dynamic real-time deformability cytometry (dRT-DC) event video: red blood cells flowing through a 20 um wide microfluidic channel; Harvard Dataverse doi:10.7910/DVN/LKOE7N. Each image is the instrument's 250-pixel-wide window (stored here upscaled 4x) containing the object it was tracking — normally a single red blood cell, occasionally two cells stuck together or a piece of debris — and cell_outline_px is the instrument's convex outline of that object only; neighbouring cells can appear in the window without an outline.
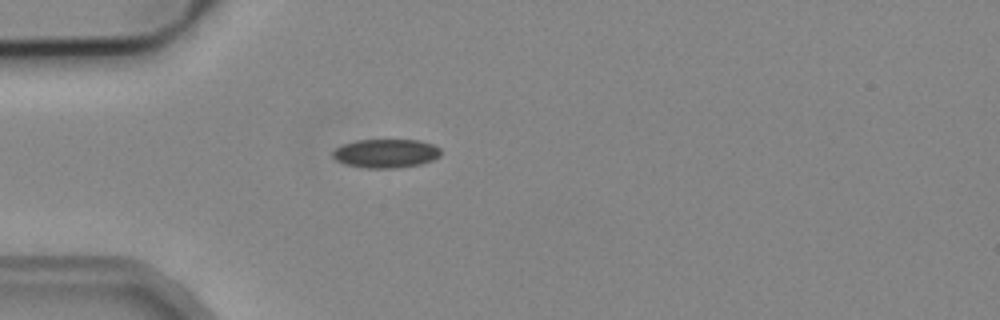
{"species": "common noctule bat (a hibernating species)", "species_latin": "Nyctalus noctula", "temperature_condition": "cold", "stored_images_in_passage": 4, "camera_frame_rate_fps": 3000, "um_per_image_px": 0.085, "animal": {"sex": "male", "body_mass_g": 19.2, "forearm_length_mm": 51.8}, "frame": {"image": 1, "passage_image": 4, "time_ms": 1.0, "image_size_px": [1000, 320], "cell_outline_px": [[440, 156], [432, 160], [420, 164], [396, 168], [368, 168], [344, 164], [336, 160], [332, 156], [332, 152], [336, 148], [344, 144], [356, 140], [420, 140], [432, 144], [440, 148]], "centroid_in_image_um": [32.79, 13.04], "position_along_channel_um": 52.2, "area_um2": 18.09}}